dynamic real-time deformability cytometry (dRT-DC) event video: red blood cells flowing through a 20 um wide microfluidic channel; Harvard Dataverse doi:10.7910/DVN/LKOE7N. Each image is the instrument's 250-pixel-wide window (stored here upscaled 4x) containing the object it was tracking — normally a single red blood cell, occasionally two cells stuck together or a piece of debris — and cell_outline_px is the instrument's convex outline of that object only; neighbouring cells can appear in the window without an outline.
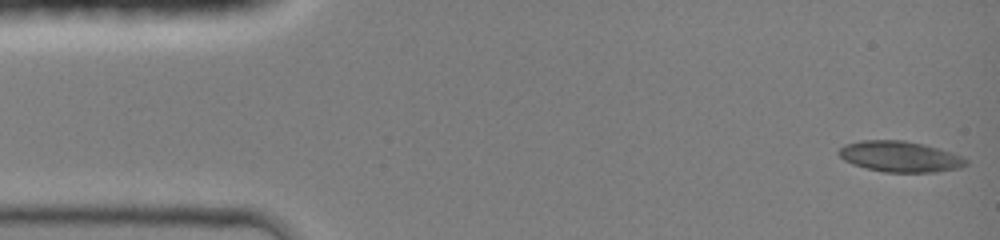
{"species": "common noctule bat (a hibernating species)", "species_latin": "Nyctalus noctula", "temperature_condition": "room temperature", "stored_images_in_passage": 6, "camera_frame_rate_fps": 3000, "um_per_image_px": 0.085, "animal": {"sex": "female", "body_mass_g": 19.0, "forearm_length_mm": 51.5}, "frame": {"image": 1, "passage_image": 1, "time_ms": 0.0, "image_size_px": [1000, 240], "cell_outline_px": [[968, 164], [960, 168], [936, 172], [884, 172], [852, 164], [844, 160], [836, 152], [844, 144], [860, 140], [904, 140], [924, 144], [952, 152], [968, 160]], "centroid_in_image_um": [76.49, 13.3], "position_along_channel_um": 8.5, "area_um2": 22.95}}
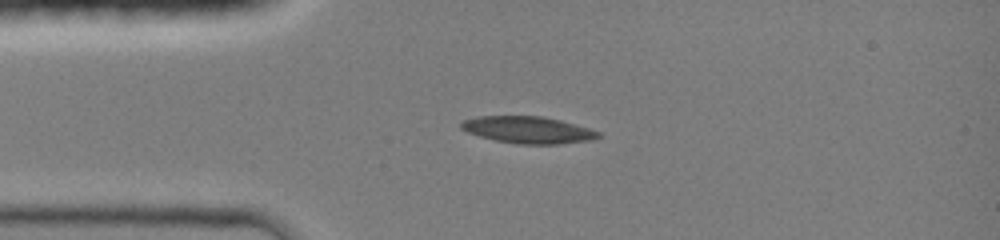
{"frame": {"image": 2, "passage_image": 5, "time_ms": 3.0, "image_size_px": [1000, 240], "cell_outline_px": [[600, 136], [592, 140], [560, 144], [516, 144], [496, 140], [480, 136], [468, 132], [460, 128], [460, 124], [464, 120], [476, 116], [544, 116], [560, 120], [588, 128], [600, 132]], "centroid_in_image_um": [44.88, 11.04], "position_along_channel_um": 40.1, "area_um2": 21.44}}